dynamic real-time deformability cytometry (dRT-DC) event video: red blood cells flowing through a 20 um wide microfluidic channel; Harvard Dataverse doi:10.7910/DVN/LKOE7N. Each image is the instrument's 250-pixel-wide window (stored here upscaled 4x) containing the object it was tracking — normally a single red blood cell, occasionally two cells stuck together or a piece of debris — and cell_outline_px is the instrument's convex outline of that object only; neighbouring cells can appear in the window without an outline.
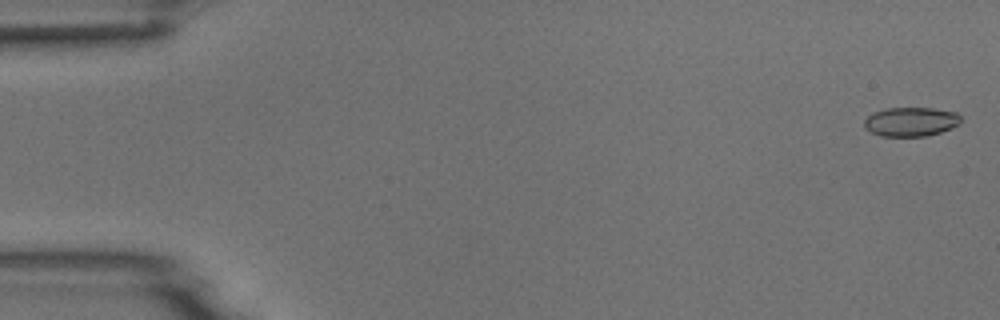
{"species": "common noctule bat (a hibernating species)", "species_latin": "Nyctalus noctula", "temperature_condition": "room temperature", "stored_images_in_passage": 5, "camera_frame_rate_fps": 3000, "um_per_image_px": 0.085, "animal": {"sex": "male", "body_mass_g": 18.8}, "frame": {"image": 1, "passage_image": 1, "time_ms": 0.0, "image_size_px": [1000, 320], "cell_outline_px": [[960, 124], [940, 132], [928, 136], [880, 136], [864, 128], [864, 120], [872, 112], [888, 108], [932, 108], [956, 112], [960, 116]], "centroid_in_image_um": [77.41, 10.34], "position_along_channel_um": 7.6, "area_um2": 16.42}}
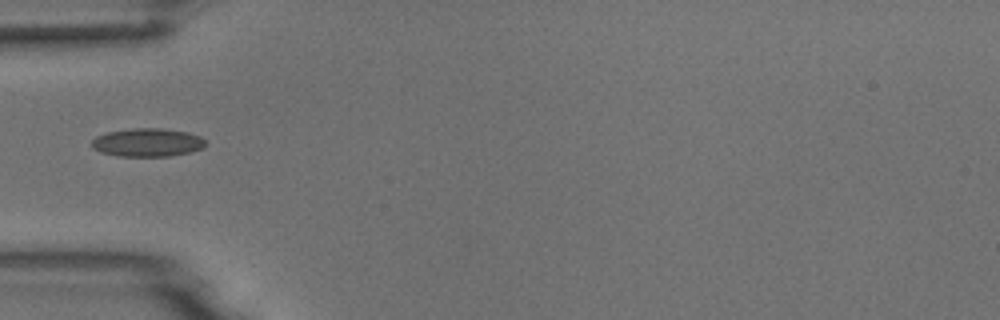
{"frame": {"image": 2, "passage_image": 5, "time_ms": 5.333, "image_size_px": [1000, 320], "cell_outline_px": [[208, 144], [204, 148], [188, 152], [168, 156], [120, 156], [100, 152], [92, 148], [92, 140], [96, 136], [108, 132], [132, 128], [160, 128], [188, 132], [200, 136]], "centroid_in_image_um": [12.54, 12.1], "position_along_channel_um": 72.5, "area_um2": 18.79}}